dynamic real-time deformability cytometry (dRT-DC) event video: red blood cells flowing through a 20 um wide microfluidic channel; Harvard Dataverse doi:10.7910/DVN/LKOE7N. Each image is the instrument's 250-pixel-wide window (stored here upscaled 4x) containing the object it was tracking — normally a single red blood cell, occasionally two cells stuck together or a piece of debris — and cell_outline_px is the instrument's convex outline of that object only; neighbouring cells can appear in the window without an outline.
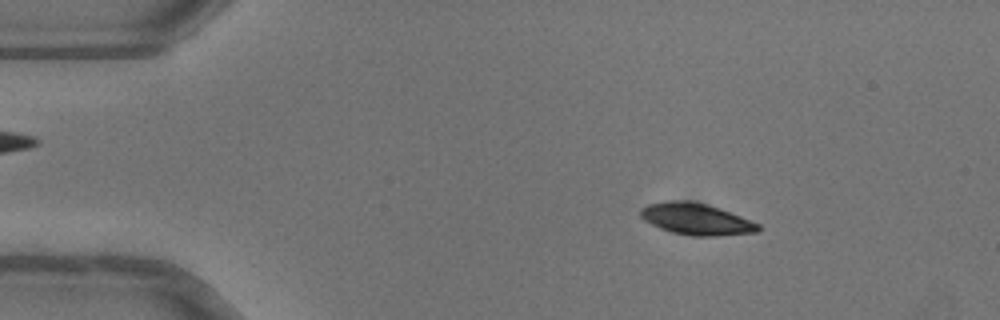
{"species": "common noctule bat (a hibernating species)", "species_latin": "Nyctalus noctula", "temperature_condition": "warm", "stored_images_in_passage": 51, "camera_frame_rate_fps": 3000, "um_per_image_px": 0.085, "animal": {"sex": "female"}, "frame": {"image": 1, "passage_image": 8, "time_ms": 2.333, "image_size_px": [1000, 320], "cell_outline_px": [[760, 228], [756, 232], [716, 236], [692, 236], [672, 232], [660, 228], [644, 220], [640, 216], [640, 208], [648, 204], [672, 200], [688, 200], [708, 204], [720, 208], [760, 224]], "centroid_in_image_um": [59.16, 18.61], "position_along_channel_um": 25.8, "area_um2": 21.62}}
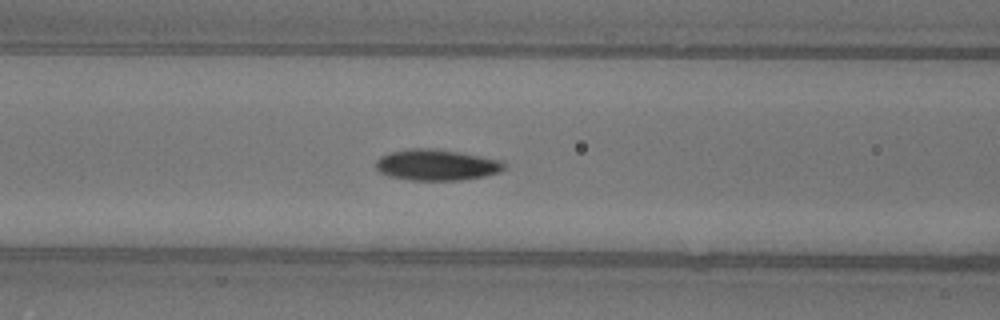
{"frame": {"image": 2, "passage_image": 21, "time_ms": 6.667, "image_size_px": [1000, 320], "cell_outline_px": [[504, 168], [500, 172], [484, 176], [460, 180], [412, 180], [388, 176], [380, 172], [376, 168], [376, 160], [380, 156], [392, 152], [408, 148], [432, 148], [456, 152], [500, 160], [504, 164]], "centroid_in_image_um": [37.06, 14.02], "position_along_channel_um": 129.5, "area_um2": 22.95}}
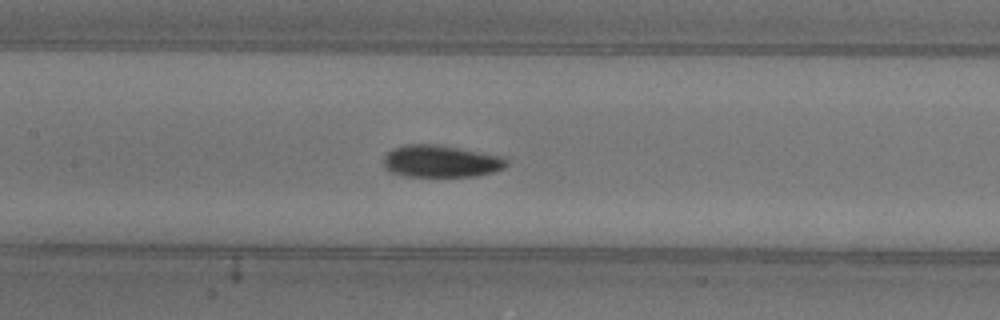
{"frame": {"image": 3, "passage_image": 24, "time_ms": 7.667, "image_size_px": [1000, 320], "cell_outline_px": [[508, 164], [504, 168], [492, 172], [476, 176], [404, 176], [388, 172], [384, 168], [384, 156], [392, 148], [404, 144], [436, 144], [504, 156], [508, 160]], "centroid_in_image_um": [37.46, 13.7], "position_along_channel_um": 169.9, "area_um2": 23.24}, "authors_computed_cell_mechanics": {"area_um2": 21.7328, "velocity_mm_per_s": 4.0341, "shape_relaxation_time_tau1_ms": 3.1548, "shape_relaxation_time_tau2_ms": 4.6838, "deformation_change_tau1": 0.1286, "deformation_change_tau2": 0.0834}}